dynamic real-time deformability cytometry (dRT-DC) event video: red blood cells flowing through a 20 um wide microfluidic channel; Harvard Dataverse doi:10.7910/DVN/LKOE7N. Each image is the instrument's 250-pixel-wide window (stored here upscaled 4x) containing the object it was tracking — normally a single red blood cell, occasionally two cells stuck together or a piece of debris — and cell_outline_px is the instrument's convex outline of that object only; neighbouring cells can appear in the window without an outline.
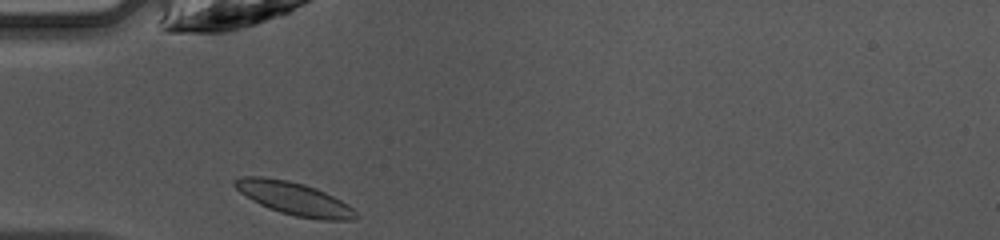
{"species": "common noctule bat (a hibernating species)", "species_latin": "Nyctalus noctula", "temperature_condition": "warm", "stored_images_in_passage": 26, "camera_frame_rate_fps": 3000, "um_per_image_px": 0.085, "animal": {"sex": "female", "body_mass_g": 10.0, "forearm_length_mm": 53.1}, "frame": {"image": 1, "passage_image": 1, "time_ms": 0.0, "image_size_px": [1000, 240], "cell_outline_px": [[360, 216], [356, 220], [324, 220], [296, 216], [280, 212], [260, 204], [252, 200], [240, 192], [232, 184], [240, 176], [260, 176], [288, 180], [304, 184], [316, 188], [348, 204]], "centroid_in_image_um": [25.02, 16.88], "position_along_channel_um": 60.0, "area_um2": 23.06}}
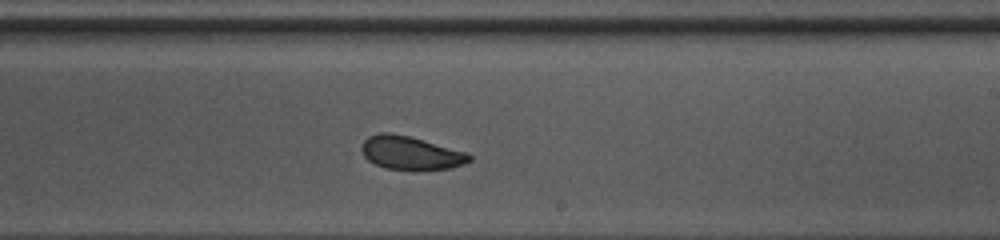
{"frame": {"image": 2, "passage_image": 15, "time_ms": 4.667, "image_size_px": [1000, 240], "cell_outline_px": [[472, 160], [464, 164], [452, 168], [384, 168], [368, 160], [364, 156], [360, 148], [364, 140], [368, 136], [380, 132], [388, 132], [408, 136], [468, 152], [472, 156]], "centroid_in_image_um": [34.9, 12.97], "position_along_channel_um": 254.1, "area_um2": 20.58}}
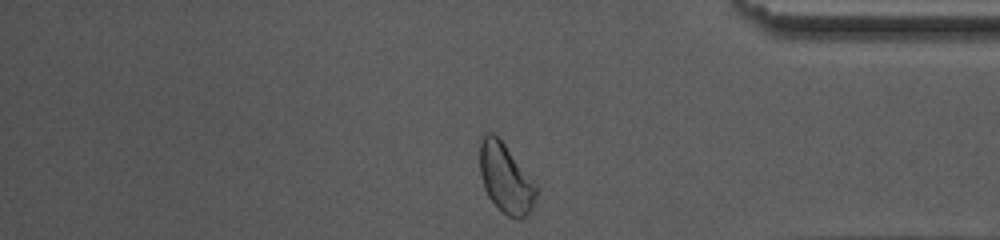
{"frame": {"image": 3, "passage_image": 26, "time_ms": 8.333, "image_size_px": [1000, 240], "cell_outline_px": [[536, 196], [532, 212], [528, 216], [520, 220], [516, 220], [508, 216], [488, 196], [484, 188], [480, 176], [480, 140], [484, 132], [492, 132], [504, 144], [536, 184]], "centroid_in_image_um": [42.98, 15.18], "position_along_channel_um": 392.2, "area_um2": 22.77}, "authors_computed_cell_mechanics": {"area_um2": 21.2415, "velocity_mm_per_s": 4.2266, "shape_relaxation_time_tau1_ms": 4.0903, "shape_relaxation_time_tau2_ms": 3.6286, "deformation_change_tau1": 0.0941, "deformation_change_tau2": 0.0845}}